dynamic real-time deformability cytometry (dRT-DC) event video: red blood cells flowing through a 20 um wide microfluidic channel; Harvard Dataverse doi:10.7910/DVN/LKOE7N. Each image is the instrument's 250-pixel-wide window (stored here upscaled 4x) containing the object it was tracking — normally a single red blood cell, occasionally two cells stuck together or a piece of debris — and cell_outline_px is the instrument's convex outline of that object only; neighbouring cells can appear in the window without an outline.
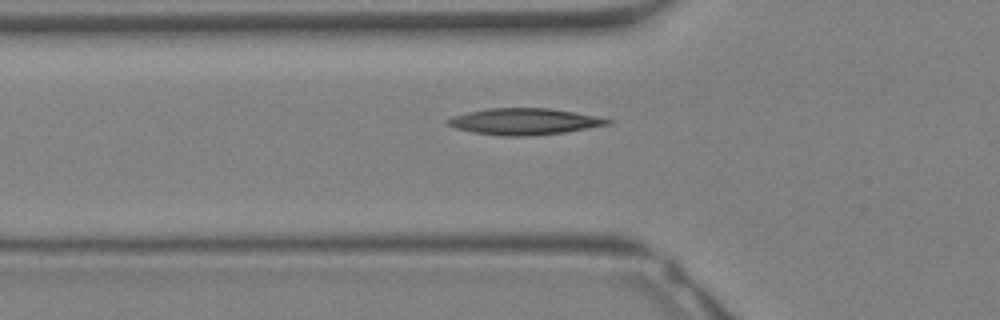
{"species": "Egyptian fruit bat (a non-hibernating species)", "species_latin": "Rousettus aegyptiacus", "temperature_condition": "warm", "stored_images_in_passage": 23, "camera_frame_rate_fps": 3000, "um_per_image_px": 0.085, "animal": {"sex": "female"}, "frame": {"image": 1, "passage_image": 2, "time_ms": 0.333, "image_size_px": [1000, 320], "cell_outline_px": [[612, 124], [564, 132], [528, 136], [500, 136], [472, 132], [456, 128], [448, 124], [444, 120], [452, 116], [468, 112], [488, 108], [548, 108], [600, 116], [612, 120]], "centroid_in_image_um": [44.57, 10.33], "position_along_channel_um": 81.2, "area_um2": 24.68}}
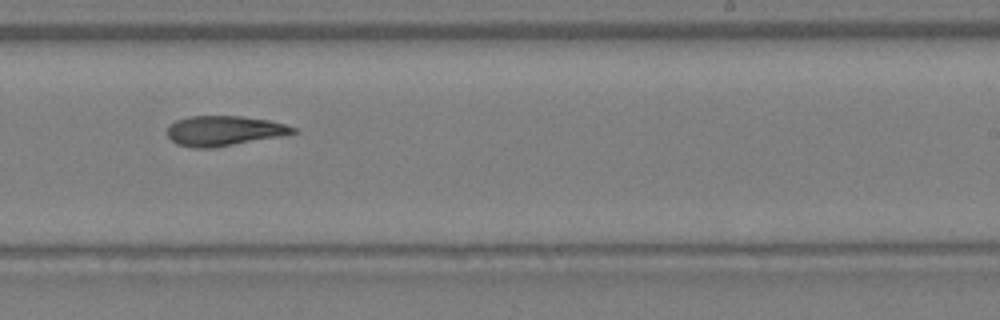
{"frame": {"image": 2, "passage_image": 11, "time_ms": 3.333, "image_size_px": [1000, 320], "cell_outline_px": [[296, 132], [280, 136], [212, 148], [192, 148], [176, 144], [168, 136], [168, 124], [176, 120], [188, 116], [240, 116], [268, 120], [284, 124], [296, 128]], "centroid_in_image_um": [18.99, 11.11], "position_along_channel_um": 270.0, "area_um2": 21.85}}
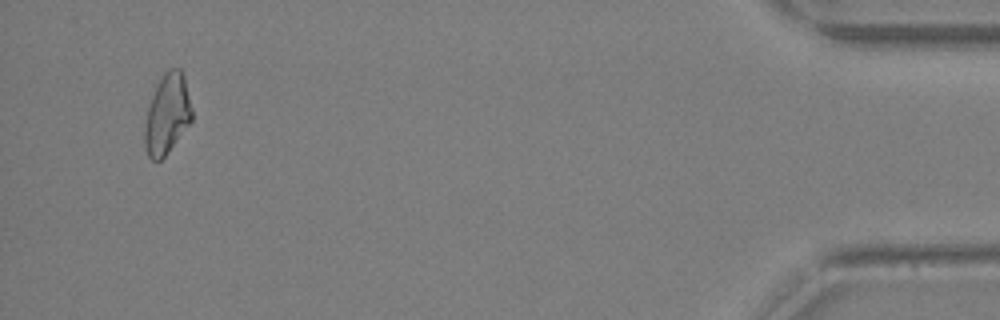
{"frame": {"image": 3, "passage_image": 22, "time_ms": 7.0, "image_size_px": [1000, 320], "cell_outline_px": [[192, 120], [164, 156], [160, 160], [152, 160], [148, 156], [144, 144], [144, 128], [148, 108], [156, 84], [164, 72], [168, 68], [180, 68], [184, 76], [192, 108]], "centroid_in_image_um": [14.2, 9.67], "position_along_channel_um": 421.0, "area_um2": 21.85}}